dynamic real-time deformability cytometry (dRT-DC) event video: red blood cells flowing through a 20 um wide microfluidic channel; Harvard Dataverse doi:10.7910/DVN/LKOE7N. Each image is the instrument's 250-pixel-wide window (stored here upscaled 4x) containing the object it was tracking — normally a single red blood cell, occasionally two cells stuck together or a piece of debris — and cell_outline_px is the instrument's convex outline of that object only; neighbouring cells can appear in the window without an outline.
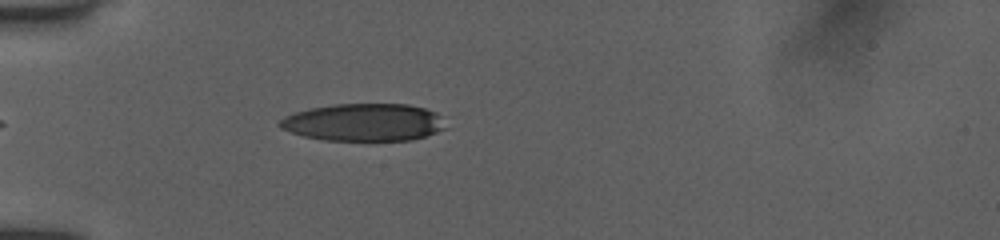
{"species": "human", "species_latin": "Homo sapiens", "temperature_condition": "room temperature", "stored_images_in_passage": 22, "camera_frame_rate_fps": 3000, "um_per_image_px": 0.085, "donor": {"sex": "female"}, "frame": {"image": 1, "passage_image": 1, "time_ms": 0.0, "image_size_px": [1000, 240], "cell_outline_px": [[448, 128], [412, 140], [324, 140], [304, 136], [280, 128], [280, 120], [284, 116], [296, 112], [312, 108], [336, 104], [408, 104], [424, 108], [436, 112]], "centroid_in_image_um": [30.95, 10.4], "position_along_channel_um": 54.1, "area_um2": 36.01}}
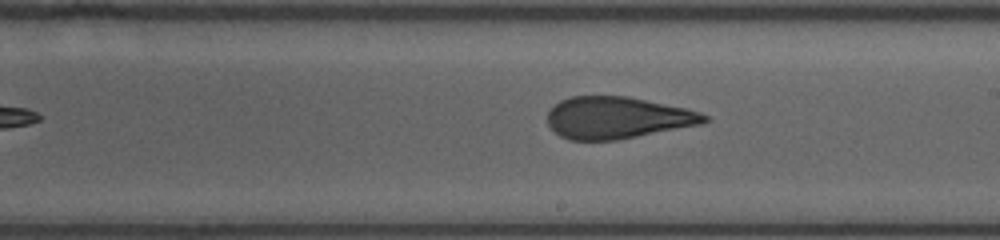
{"frame": {"image": 2, "passage_image": 11, "time_ms": 5.0, "image_size_px": [1000, 240], "cell_outline_px": [[712, 120], [700, 124], [616, 140], [568, 140], [560, 136], [548, 124], [548, 112], [560, 100], [572, 96], [628, 96], [688, 108], [700, 112], [708, 116]], "centroid_in_image_um": [52.49, 10.0], "position_along_channel_um": 236.5, "area_um2": 38.21}}
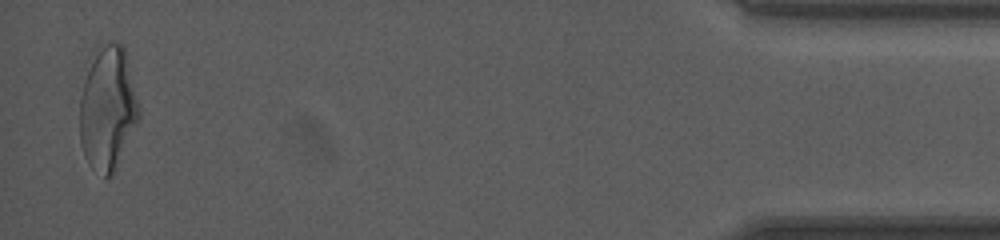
{"frame": {"image": 3, "passage_image": 22, "time_ms": 11.667, "image_size_px": [1000, 240], "cell_outline_px": [[140, 116], [112, 172], [104, 180], [88, 164], [80, 144], [80, 96], [84, 80], [100, 40], [108, 40], [124, 44], [140, 108]], "centroid_in_image_um": [9.14, 9.14], "position_along_channel_um": 426.1, "area_um2": 42.66}, "authors_computed_cell_mechanics": {"area_um2": 39.7086, "velocity_mm_per_s": 3.9813, "shape_relaxation_time_tau1_ms": 6.0112, "shape_relaxation_time_tau2_ms": 1.0906, "deformation_change_tau1": 0.2047, "deformation_change_tau2": 0.0921}}